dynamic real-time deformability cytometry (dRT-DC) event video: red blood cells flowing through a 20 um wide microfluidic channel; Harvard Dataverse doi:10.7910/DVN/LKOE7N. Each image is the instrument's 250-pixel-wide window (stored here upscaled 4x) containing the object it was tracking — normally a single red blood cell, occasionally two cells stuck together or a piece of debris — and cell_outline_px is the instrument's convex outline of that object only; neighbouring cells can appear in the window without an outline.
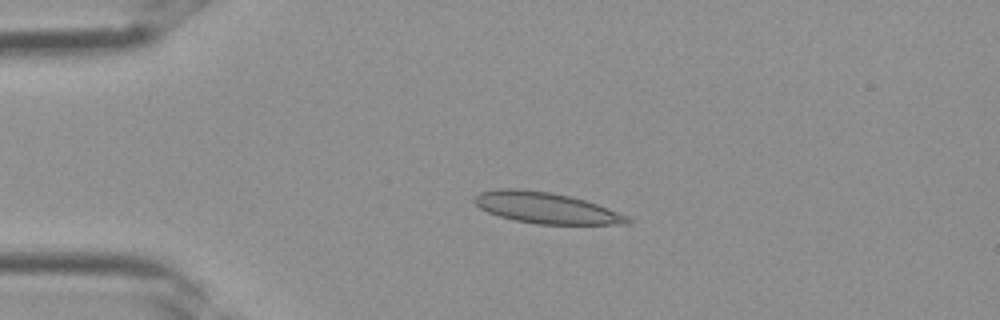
{"species": "Egyptian fruit bat (a non-hibernating species)", "species_latin": "Rousettus aegyptiacus", "temperature_condition": "room temperature", "stored_images_in_passage": 3, "camera_frame_rate_fps": 3000, "um_per_image_px": 0.085, "frame": {"image": 1, "passage_image": 3, "time_ms": 0.667, "image_size_px": [1000, 320], "cell_outline_px": [[632, 224], [536, 224], [516, 220], [500, 216], [488, 212], [480, 208], [472, 200], [472, 196], [480, 192], [500, 188], [516, 188], [552, 192], [584, 200], [596, 204], [628, 216], [632, 220]], "centroid_in_image_um": [46.38, 17.66], "position_along_channel_um": 38.6, "area_um2": 27.63}}